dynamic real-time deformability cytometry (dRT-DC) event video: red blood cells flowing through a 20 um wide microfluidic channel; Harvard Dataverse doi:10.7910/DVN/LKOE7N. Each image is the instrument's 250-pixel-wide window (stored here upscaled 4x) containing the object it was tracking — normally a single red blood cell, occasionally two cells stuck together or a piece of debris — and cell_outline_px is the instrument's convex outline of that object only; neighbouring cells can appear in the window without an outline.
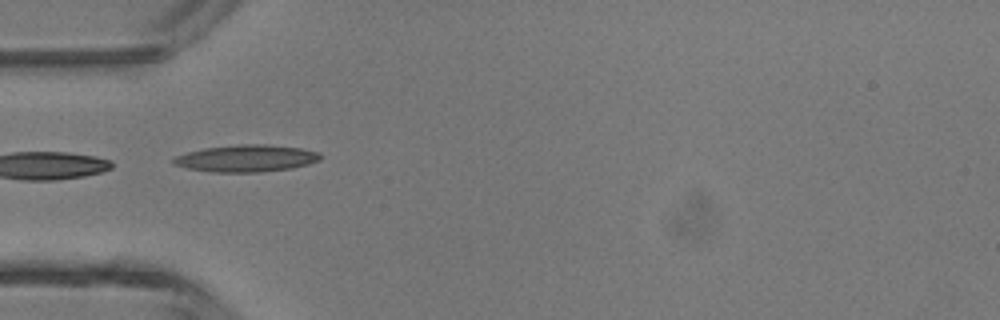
{"species": "common noctule bat (a hibernating species)", "species_latin": "Nyctalus noctula", "temperature_condition": "room temperature", "stored_images_in_passage": 1, "camera_frame_rate_fps": 3000, "um_per_image_px": 0.085, "animal": {"sex": "male", "body_mass_g": 13.3}, "frame": {"image": 1, "passage_image": 1, "time_ms": 0.0, "image_size_px": [1000, 320], "cell_outline_px": [[324, 156], [320, 160], [308, 164], [292, 168], [260, 172], [212, 172], [188, 168], [172, 164], [172, 160], [176, 156], [188, 152], [204, 148], [240, 144], [264, 144], [300, 148], [320, 152]], "centroid_in_image_um": [20.97, 13.46], "position_along_channel_um": 64.0, "area_um2": 23.12}}